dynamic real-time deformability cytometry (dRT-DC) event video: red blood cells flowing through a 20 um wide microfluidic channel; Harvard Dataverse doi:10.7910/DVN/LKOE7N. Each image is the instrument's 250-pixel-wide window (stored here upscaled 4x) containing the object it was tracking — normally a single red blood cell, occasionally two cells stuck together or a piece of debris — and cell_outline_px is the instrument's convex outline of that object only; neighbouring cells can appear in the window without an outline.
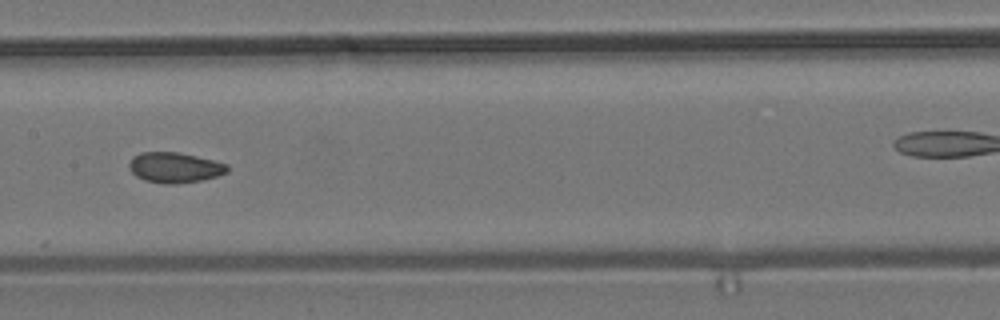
{"species": "common noctule bat (a hibernating species)", "species_latin": "Nyctalus noctula", "temperature_condition": "room temperature", "stored_images_in_passage": 11, "camera_frame_rate_fps": 3000, "um_per_image_px": 0.085, "animal": {"sex": "male", "body_mass_g": 19.2, "forearm_length_mm": 51.8}, "frame": {"image": 1, "passage_image": 8, "time_ms": 8.667, "image_size_px": [1000, 320], "cell_outline_px": [[228, 172], [204, 180], [176, 184], [160, 184], [144, 180], [136, 176], [128, 168], [128, 164], [132, 156], [140, 152], [180, 152], [228, 164]], "centroid_in_image_um": [14.82, 14.24], "position_along_channel_um": 192.6, "area_um2": 17.63}}
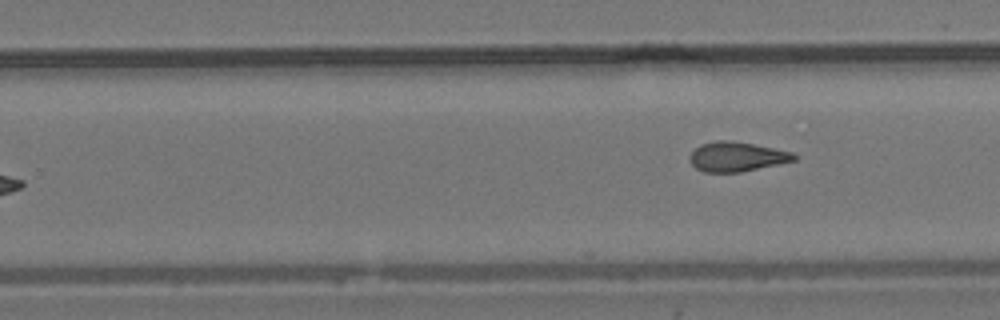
{"frame": {"image": 2, "passage_image": 11, "time_ms": 12.333, "image_size_px": [1000, 320], "cell_outline_px": [[796, 160], [740, 172], [704, 172], [696, 168], [688, 160], [688, 156], [700, 144], [716, 140], [728, 140], [752, 144], [792, 152], [796, 156]], "centroid_in_image_um": [62.57, 13.32], "position_along_channel_um": 267.2, "area_um2": 17.8}}